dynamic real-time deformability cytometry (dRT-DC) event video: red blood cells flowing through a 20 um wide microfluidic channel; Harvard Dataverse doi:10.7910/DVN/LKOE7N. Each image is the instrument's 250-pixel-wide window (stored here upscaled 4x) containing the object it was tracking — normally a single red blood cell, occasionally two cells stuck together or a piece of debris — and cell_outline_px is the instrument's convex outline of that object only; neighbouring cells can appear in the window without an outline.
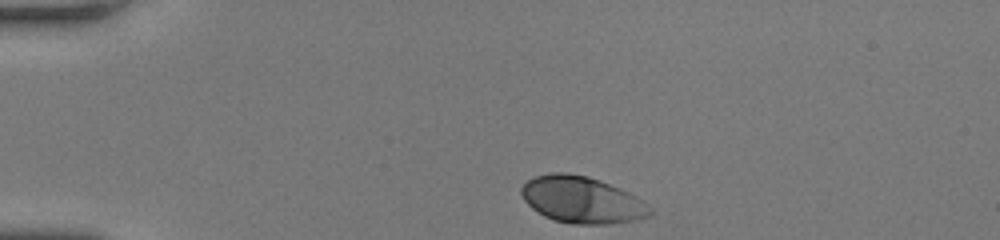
{"species": "human", "species_latin": "Homo sapiens", "temperature_condition": "room temperature", "stored_images_in_passage": 16, "camera_frame_rate_fps": 3000, "um_per_image_px": 0.085, "donor": {"sex": "female"}, "frame": {"image": 1, "passage_image": 1, "time_ms": 0.0, "image_size_px": [1000, 240], "cell_outline_px": [[652, 212], [648, 216], [632, 220], [608, 224], [572, 224], [552, 220], [544, 216], [532, 208], [524, 200], [520, 192], [520, 188], [528, 180], [536, 176], [552, 172], [568, 172], [588, 176], [600, 180], [620, 188], [628, 192], [652, 208]], "centroid_in_image_um": [49.42, 16.98], "position_along_channel_um": 35.6, "area_um2": 34.91}}
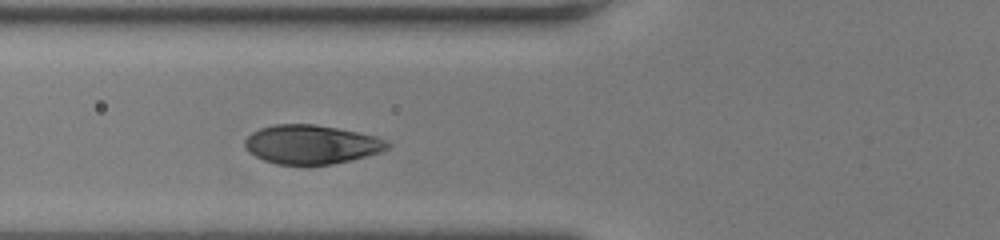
{"frame": {"image": 2, "passage_image": 10, "time_ms": 3.0, "image_size_px": [1000, 240], "cell_outline_px": [[392, 144], [388, 148], [380, 152], [352, 160], [332, 164], [276, 164], [264, 160], [248, 152], [244, 148], [244, 140], [252, 132], [260, 128], [276, 124], [316, 124], [376, 136], [388, 140]], "centroid_in_image_um": [26.46, 12.27], "position_along_channel_um": 99.3, "area_um2": 32.43}}
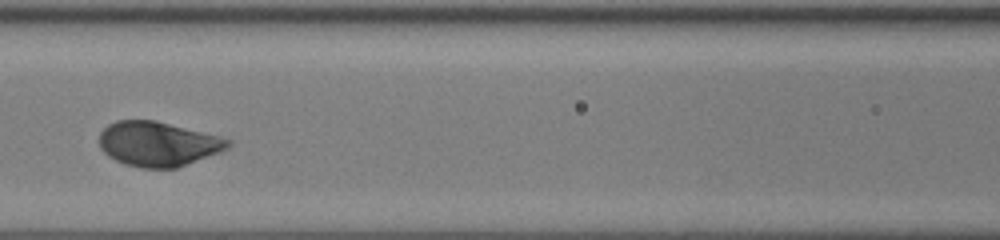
{"frame": {"image": 3, "passage_image": 14, "time_ms": 4.333, "image_size_px": [1000, 240], "cell_outline_px": [[232, 144], [228, 148], [220, 152], [176, 168], [140, 168], [124, 164], [108, 156], [100, 148], [100, 132], [108, 124], [116, 120], [156, 120], [220, 136], [232, 140]], "centroid_in_image_um": [13.44, 12.23], "position_along_channel_um": 153.2, "area_um2": 33.64}}